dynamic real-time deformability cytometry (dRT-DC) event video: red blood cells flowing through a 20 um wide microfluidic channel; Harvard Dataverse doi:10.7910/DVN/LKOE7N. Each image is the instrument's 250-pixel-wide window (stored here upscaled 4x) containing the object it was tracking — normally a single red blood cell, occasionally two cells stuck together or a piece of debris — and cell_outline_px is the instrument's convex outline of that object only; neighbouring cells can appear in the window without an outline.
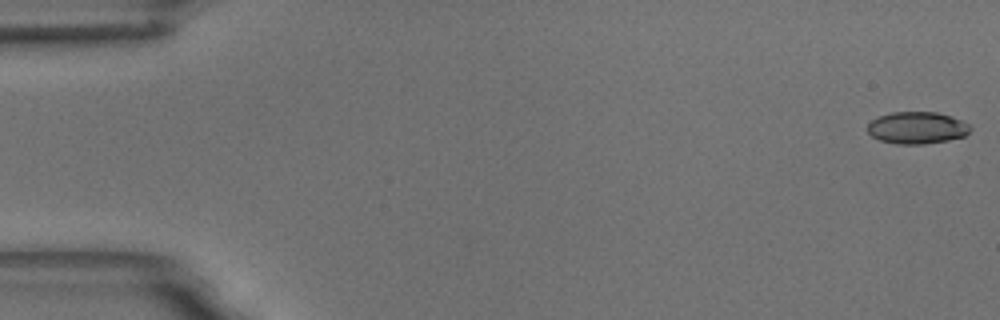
{"species": "common noctule bat (a hibernating species)", "species_latin": "Nyctalus noctula", "temperature_condition": "room temperature", "stored_images_in_passage": 11, "camera_frame_rate_fps": 3000, "um_per_image_px": 0.085, "animal": {"sex": "male", "body_mass_g": 18.8}, "frame": {"image": 1, "passage_image": 1, "time_ms": 0.0, "image_size_px": [1000, 320], "cell_outline_px": [[972, 128], [964, 136], [948, 140], [924, 144], [896, 144], [880, 140], [872, 136], [868, 132], [868, 124], [872, 120], [880, 116], [892, 112], [936, 112], [952, 116], [968, 124]], "centroid_in_image_um": [77.95, 10.86], "position_along_channel_um": 7.1, "area_um2": 19.07}}